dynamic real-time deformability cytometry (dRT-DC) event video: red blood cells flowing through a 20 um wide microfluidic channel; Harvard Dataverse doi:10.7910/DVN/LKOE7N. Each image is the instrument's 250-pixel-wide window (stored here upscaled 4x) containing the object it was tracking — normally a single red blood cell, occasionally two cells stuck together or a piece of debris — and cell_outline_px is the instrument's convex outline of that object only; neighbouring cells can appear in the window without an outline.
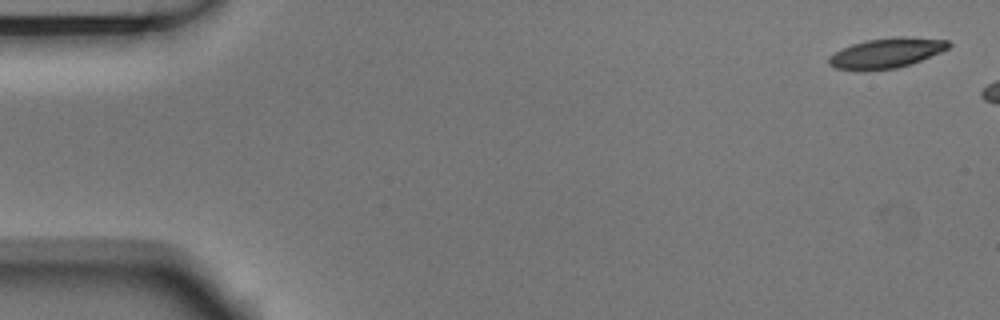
{"species": "Egyptian fruit bat (a non-hibernating species)", "species_latin": "Rousettus aegyptiacus", "temperature_condition": "room temperature", "stored_images_in_passage": 3, "camera_frame_rate_fps": 3000, "um_per_image_px": 0.085, "animal": {"sex": "male"}, "frame": {"image": 1, "passage_image": 1, "time_ms": 0.0, "image_size_px": [1000, 320], "cell_outline_px": [[952, 44], [948, 48], [940, 52], [920, 60], [896, 68], [864, 72], [860, 72], [836, 68], [828, 64], [828, 56], [852, 44], [868, 40], [896, 36], [908, 36], [948, 40]], "centroid_in_image_um": [75.32, 4.52], "position_along_channel_um": 9.7, "area_um2": 21.1}}